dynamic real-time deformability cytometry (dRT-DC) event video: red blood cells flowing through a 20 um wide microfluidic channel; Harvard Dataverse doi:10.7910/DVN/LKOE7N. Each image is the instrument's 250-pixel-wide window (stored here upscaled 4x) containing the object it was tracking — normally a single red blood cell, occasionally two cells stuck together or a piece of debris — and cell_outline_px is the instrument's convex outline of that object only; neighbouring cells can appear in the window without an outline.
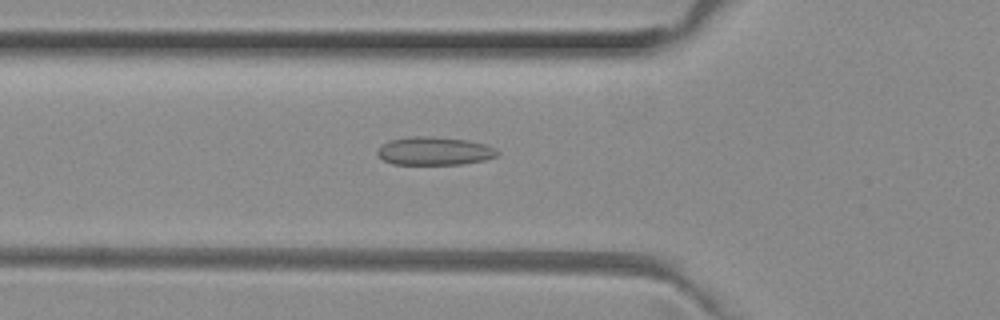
{"species": "common noctule bat (a hibernating species)", "species_latin": "Nyctalus noctula", "temperature_condition": "room temperature", "stored_images_in_passage": 51, "camera_frame_rate_fps": 3000, "um_per_image_px": 0.085, "animal": {"sex": "female", "body_mass_g": 29.2, "forearm_length_mm": 56.3}, "frame": {"image": 1, "passage_image": 17, "time_ms": 5.333, "image_size_px": [1000, 320], "cell_outline_px": [[500, 152], [496, 156], [484, 160], [460, 164], [392, 164], [384, 160], [376, 152], [388, 140], [408, 136], [432, 136], [468, 140], [484, 144], [496, 148]], "centroid_in_image_um": [36.93, 12.82], "position_along_channel_um": 88.9, "area_um2": 19.71}}
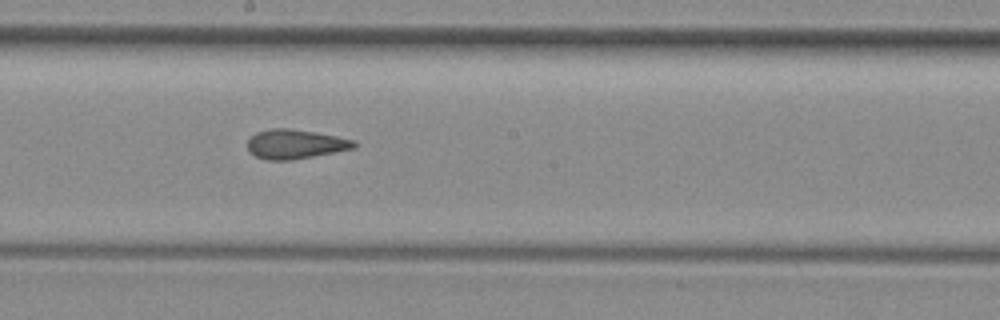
{"frame": {"image": 2, "passage_image": 27, "time_ms": 8.667, "image_size_px": [1000, 320], "cell_outline_px": [[356, 148], [292, 160], [268, 160], [256, 156], [248, 148], [248, 136], [256, 132], [268, 128], [288, 128], [316, 132], [356, 140]], "centroid_in_image_um": [25.1, 12.23], "position_along_channel_um": 223.1, "area_um2": 18.32}}
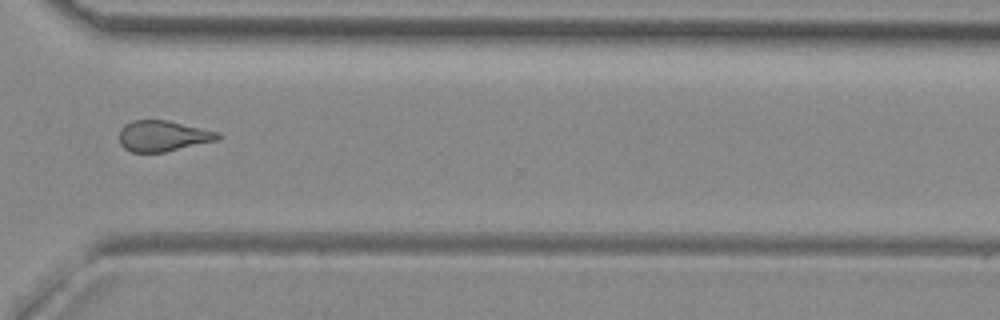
{"frame": {"image": 3, "passage_image": 37, "time_ms": 12.0, "image_size_px": [1000, 320], "cell_outline_px": [[224, 136], [220, 140], [164, 152], [132, 152], [124, 148], [120, 144], [120, 128], [124, 124], [132, 120], [168, 120], [220, 132]], "centroid_in_image_um": [13.9, 11.55], "position_along_channel_um": 356.7, "area_um2": 17.98}, "authors_computed_cell_mechanics": {"area_um2": 19.7098, "velocity_mm_per_s": 4.0121, "shape_relaxation_time_tau1_ms": null, "shape_relaxation_time_tau2_ms": 2.1992, "deformation_change_tau1": null, "deformation_change_tau2": 0.111}}